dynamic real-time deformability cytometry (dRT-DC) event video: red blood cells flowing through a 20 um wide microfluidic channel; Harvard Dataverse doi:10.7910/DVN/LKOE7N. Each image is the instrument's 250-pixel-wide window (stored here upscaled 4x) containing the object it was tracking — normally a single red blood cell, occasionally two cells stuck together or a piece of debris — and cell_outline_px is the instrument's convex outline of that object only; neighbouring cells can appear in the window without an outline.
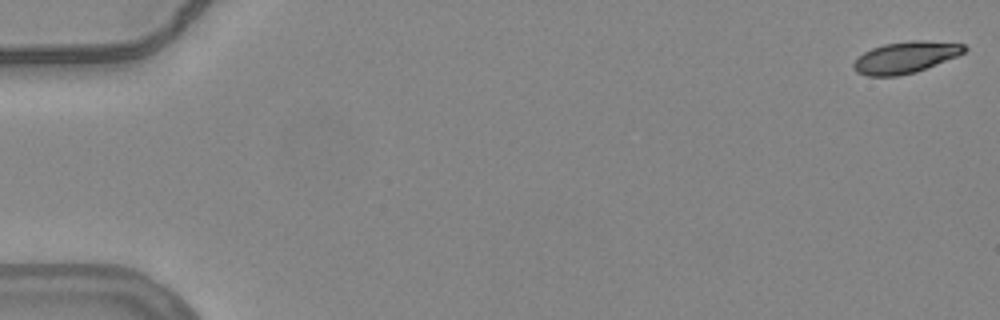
{"species": "common noctule bat (a hibernating species)", "species_latin": "Nyctalus noctula", "temperature_condition": "warm", "stored_images_in_passage": 22, "camera_frame_rate_fps": 3000, "um_per_image_px": 0.085, "animal": {"sex": "female", "body_mass_g": 24.6, "forearm_length_mm": 56.2}, "frame": {"image": 1, "passage_image": 1, "time_ms": 0.0, "image_size_px": [1000, 320], "cell_outline_px": [[968, 48], [964, 52], [956, 56], [916, 72], [896, 76], [868, 76], [856, 72], [852, 68], [852, 64], [864, 52], [872, 48], [884, 44], [912, 40], [924, 40], [964, 44]], "centroid_in_image_um": [76.95, 4.87], "position_along_channel_um": 8.1, "area_um2": 20.23}}
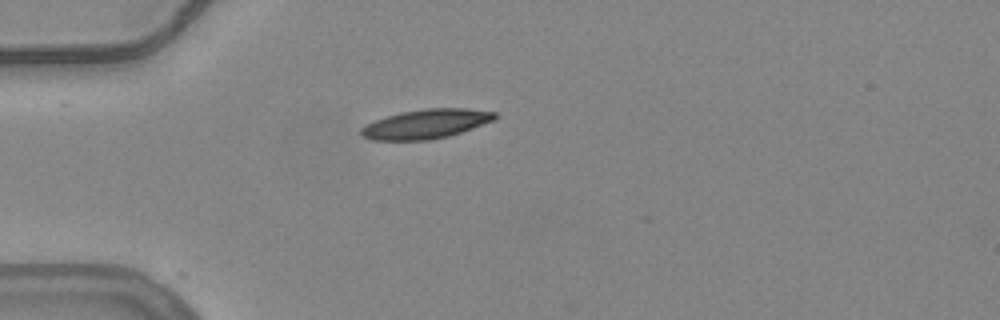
{"frame": {"image": 2, "passage_image": 16, "time_ms": 5.0, "image_size_px": [1000, 320], "cell_outline_px": [[500, 116], [496, 120], [448, 136], [432, 140], [372, 140], [360, 136], [360, 128], [376, 120], [400, 112], [424, 108], [468, 108], [496, 112]], "centroid_in_image_um": [36.25, 10.53], "position_along_channel_um": 48.8, "area_um2": 23.0}}